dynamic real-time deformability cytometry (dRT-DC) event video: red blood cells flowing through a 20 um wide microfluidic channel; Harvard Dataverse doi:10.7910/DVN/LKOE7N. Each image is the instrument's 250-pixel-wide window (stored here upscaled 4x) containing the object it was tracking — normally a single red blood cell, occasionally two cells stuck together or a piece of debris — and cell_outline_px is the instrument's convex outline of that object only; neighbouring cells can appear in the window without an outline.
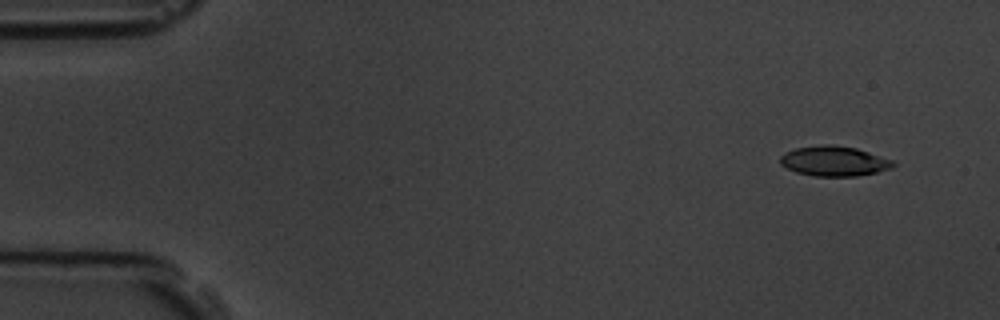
{"species": "common noctule bat (a hibernating species)", "species_latin": "Nyctalus noctula", "temperature_condition": "room temperature", "stored_images_in_passage": 6, "camera_frame_rate_fps": 3000, "um_per_image_px": 0.085, "animal": {"sex": "male", "body_mass_g": 19.5, "forearm_length_mm": 54.6}, "frame": {"image": 1, "passage_image": 2, "time_ms": 1.0, "image_size_px": [1000, 320], "cell_outline_px": [[896, 164], [892, 168], [876, 172], [856, 176], [816, 176], [796, 172], [780, 164], [780, 156], [784, 152], [796, 148], [820, 144], [832, 144], [856, 148], [892, 160]], "centroid_in_image_um": [70.87, 13.68], "position_along_channel_um": 14.1, "area_um2": 19.71}}
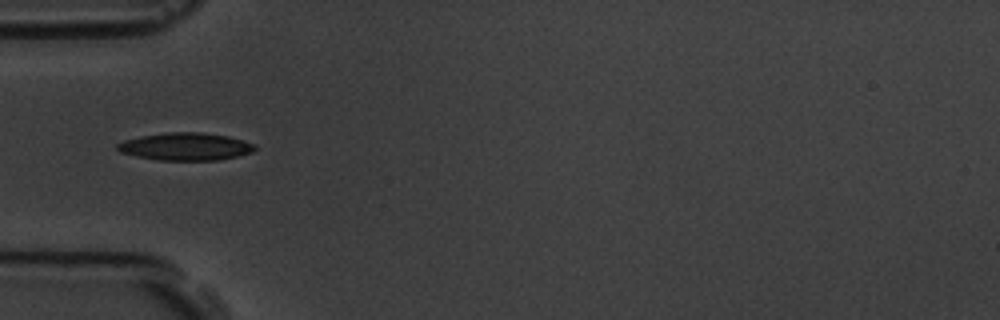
{"frame": {"image": 2, "passage_image": 6, "time_ms": 5.667, "image_size_px": [1000, 320], "cell_outline_px": [[256, 148], [252, 152], [236, 156], [216, 160], [160, 160], [136, 156], [120, 152], [116, 148], [116, 144], [124, 140], [144, 136], [168, 132], [204, 132], [228, 136], [256, 144]], "centroid_in_image_um": [15.78, 12.45], "position_along_channel_um": 69.2, "area_um2": 21.96}}